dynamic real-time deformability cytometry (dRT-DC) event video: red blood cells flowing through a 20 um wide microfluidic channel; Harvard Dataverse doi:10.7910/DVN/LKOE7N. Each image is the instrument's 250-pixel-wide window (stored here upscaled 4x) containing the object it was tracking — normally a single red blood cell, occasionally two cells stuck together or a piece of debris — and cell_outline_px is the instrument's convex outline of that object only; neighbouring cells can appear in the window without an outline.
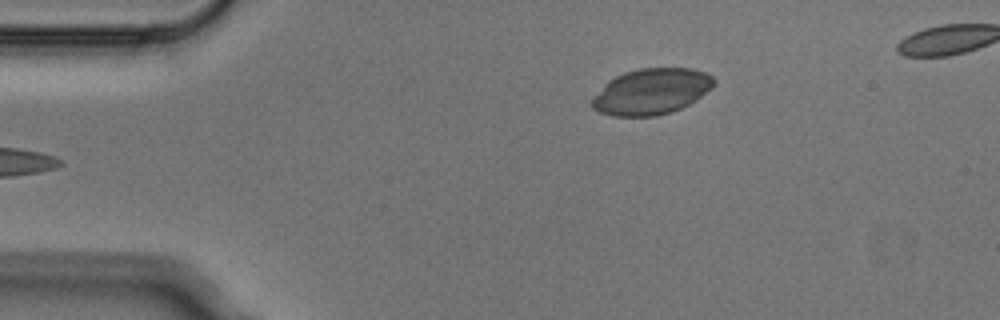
{"species": "Egyptian fruit bat (a non-hibernating species)", "species_latin": "Rousettus aegyptiacus", "temperature_condition": "cold", "stored_images_in_passage": 4, "camera_frame_rate_fps": 3000, "um_per_image_px": 0.085, "animal": {"sex": "male"}, "frame": {"image": 1, "passage_image": 4, "time_ms": 1.0, "image_size_px": [1000, 320], "cell_outline_px": [[716, 84], [712, 88], [688, 104], [672, 112], [656, 116], [612, 116], [600, 112], [592, 108], [592, 96], [608, 80], [624, 72], [640, 68], [692, 68], [704, 72], [712, 76], [716, 80]], "centroid_in_image_um": [55.35, 7.77], "position_along_channel_um": 29.6, "area_um2": 32.71}}